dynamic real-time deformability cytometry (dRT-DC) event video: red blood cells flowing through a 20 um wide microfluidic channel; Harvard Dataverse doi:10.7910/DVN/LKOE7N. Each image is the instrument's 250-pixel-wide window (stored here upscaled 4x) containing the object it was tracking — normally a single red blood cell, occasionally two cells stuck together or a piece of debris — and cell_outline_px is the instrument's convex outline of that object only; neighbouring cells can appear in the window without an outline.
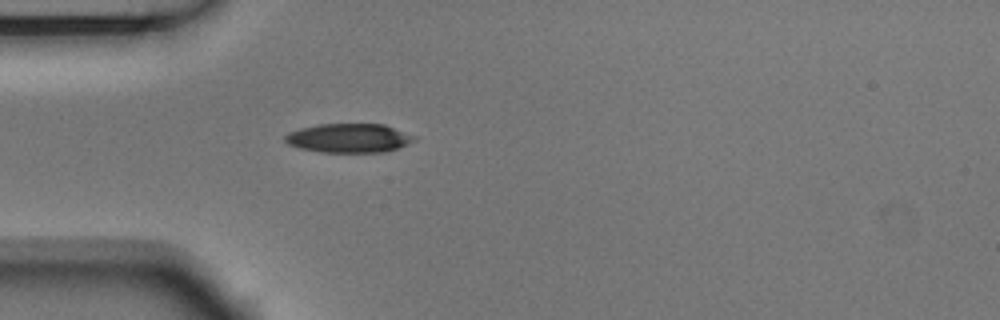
{"species": "Egyptian fruit bat (a non-hibernating species)", "species_latin": "Rousettus aegyptiacus", "temperature_condition": "room temperature", "stored_images_in_passage": 4, "camera_frame_rate_fps": 3000, "um_per_image_px": 0.085, "animal": {"sex": "male"}, "frame": {"image": 1, "passage_image": 4, "time_ms": 1.0, "image_size_px": [1000, 320], "cell_outline_px": [[416, 140], [400, 148], [384, 152], [320, 152], [300, 148], [288, 144], [284, 140], [284, 136], [288, 132], [300, 128], [320, 124], [384, 124], [416, 136]], "centroid_in_image_um": [29.67, 11.74], "position_along_channel_um": 55.3, "area_um2": 21.96}}